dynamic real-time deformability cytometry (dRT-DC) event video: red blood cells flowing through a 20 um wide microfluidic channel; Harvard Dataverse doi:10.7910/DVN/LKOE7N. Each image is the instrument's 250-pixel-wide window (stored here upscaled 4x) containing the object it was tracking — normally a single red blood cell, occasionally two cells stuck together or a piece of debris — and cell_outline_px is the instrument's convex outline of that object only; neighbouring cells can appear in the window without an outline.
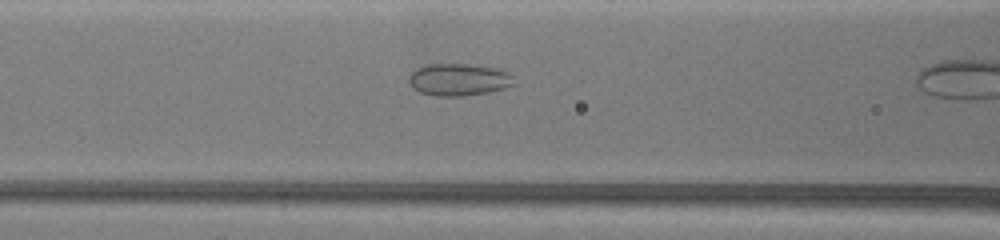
{"species": "common noctule bat (a hibernating species)", "species_latin": "Nyctalus noctula", "temperature_condition": "warm", "stored_images_in_passage": 19, "camera_frame_rate_fps": 3000, "um_per_image_px": 0.085, "animal": {"sex": "female", "body_mass_g": 19.5, "forearm_length_mm": 54.1}, "frame": {"image": 1, "passage_image": 12, "time_ms": 2.0, "image_size_px": [1000, 240], "cell_outline_px": [[516, 84], [504, 88], [488, 92], [460, 96], [436, 96], [420, 92], [412, 88], [408, 84], [408, 76], [416, 68], [428, 64], [468, 64], [500, 68], [512, 76]], "centroid_in_image_um": [38.97, 6.76], "position_along_channel_um": 127.6, "area_um2": 19.88}}
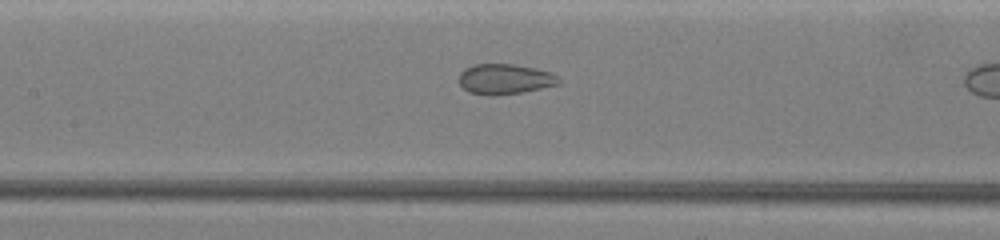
{"frame": {"image": 2, "passage_image": 17, "time_ms": 3.0, "image_size_px": [1000, 240], "cell_outline_px": [[560, 84], [520, 92], [492, 96], [468, 92], [460, 84], [460, 72], [464, 68], [472, 64], [512, 64], [536, 68], [548, 72], [556, 76], [560, 80]], "centroid_in_image_um": [42.87, 6.71], "position_along_channel_um": 164.5, "area_um2": 17.46}}